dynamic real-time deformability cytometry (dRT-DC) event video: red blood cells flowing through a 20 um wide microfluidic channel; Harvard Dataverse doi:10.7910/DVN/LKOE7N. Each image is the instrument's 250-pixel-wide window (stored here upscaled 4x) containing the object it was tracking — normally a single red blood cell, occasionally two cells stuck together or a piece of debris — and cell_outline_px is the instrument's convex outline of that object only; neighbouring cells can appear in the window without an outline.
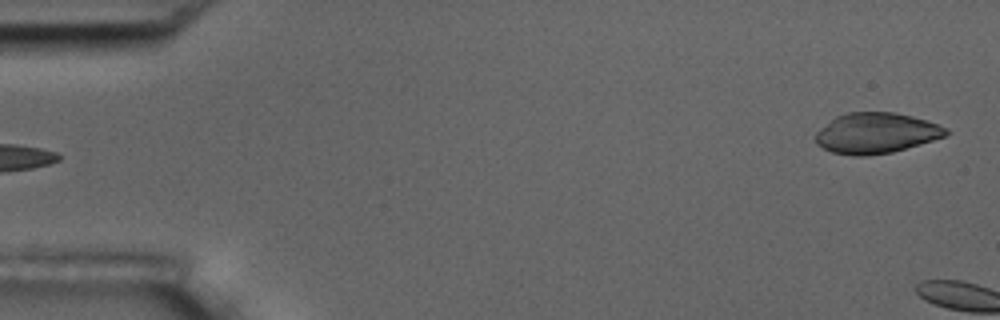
{"species": "common noctule bat (a hibernating species)", "species_latin": "Nyctalus noctula", "temperature_condition": "room temperature", "stored_images_in_passage": 2, "segment_of_instrument_passage": [2, 2], "camera_frame_rate_fps": 3000, "um_per_image_px": 0.085, "animal": {"sex": "male", "body_mass_g": 17.5, "forearm_length_mm": 52.3}, "frame": {"image": 1, "passage_image": 2, "time_ms": 1.0, "image_size_px": [1000, 320], "cell_outline_px": [[948, 136], [892, 152], [864, 156], [852, 156], [832, 152], [816, 144], [816, 132], [820, 128], [836, 116], [848, 112], [892, 112], [912, 116], [928, 120], [948, 128]], "centroid_in_image_um": [74.49, 11.31], "position_along_channel_um": 10.5, "area_um2": 30.92}}